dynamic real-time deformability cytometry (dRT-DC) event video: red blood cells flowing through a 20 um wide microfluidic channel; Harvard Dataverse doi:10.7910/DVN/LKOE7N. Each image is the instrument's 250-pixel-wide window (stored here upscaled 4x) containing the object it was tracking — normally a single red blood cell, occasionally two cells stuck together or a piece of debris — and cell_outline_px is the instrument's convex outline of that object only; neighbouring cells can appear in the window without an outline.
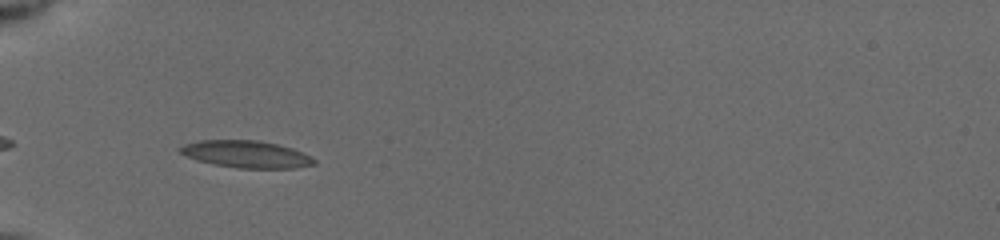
{"species": "common noctule bat (a hibernating species)", "species_latin": "Nyctalus noctula", "temperature_condition": "cold", "stored_images_in_passage": 59, "camera_frame_rate_fps": 3000, "um_per_image_px": 0.085, "animal": {"sex": "female", "body_mass_g": 19.5, "forearm_length_mm": 54.1}, "frame": {"image": 1, "passage_image": 5, "time_ms": 1.0, "image_size_px": [1000, 240], "cell_outline_px": [[316, 164], [292, 168], [236, 168], [212, 164], [196, 160], [180, 152], [176, 148], [184, 144], [200, 140], [256, 140], [276, 144], [292, 148], [304, 152], [312, 156], [316, 160]], "centroid_in_image_um": [20.93, 13.11], "position_along_channel_um": 64.1, "area_um2": 21.27}}
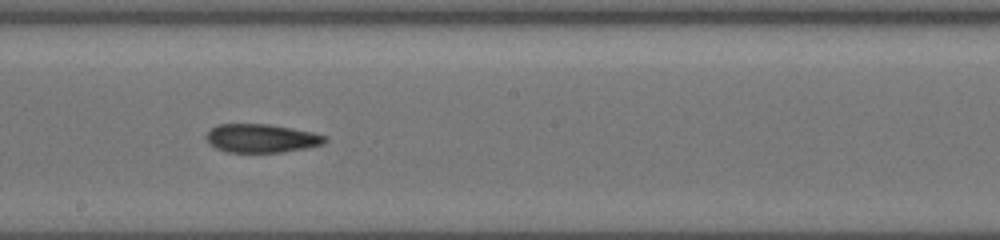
{"frame": {"image": 2, "passage_image": 26, "time_ms": 5.333, "image_size_px": [1000, 240], "cell_outline_px": [[328, 140], [324, 144], [308, 148], [284, 152], [228, 152], [216, 148], [208, 144], [204, 136], [216, 124], [268, 124], [292, 128], [312, 132], [328, 136]], "centroid_in_image_um": [22.24, 11.76], "position_along_channel_um": 226.0, "area_um2": 20.0}}
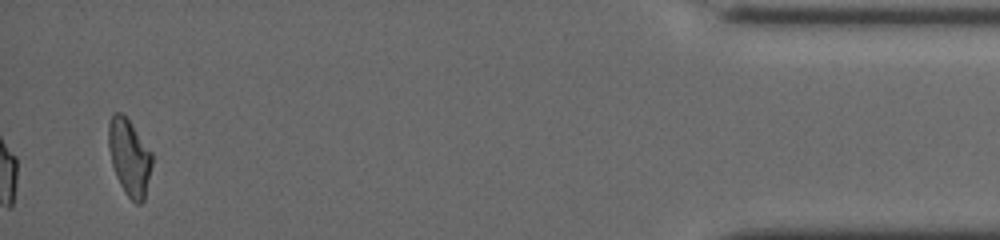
{"frame": {"image": 3, "passage_image": 59, "time_ms": 12.0, "image_size_px": [1000, 240], "cell_outline_px": [[152, 164], [144, 200], [140, 204], [136, 204], [124, 192], [116, 176], [112, 164], [108, 148], [108, 124], [112, 112], [120, 112], [132, 124], [152, 152]], "centroid_in_image_um": [10.98, 13.36], "position_along_channel_um": 424.2, "area_um2": 19.42}, "authors_computed_cell_mechanics": {"area_um2": 19.4786, "velocity_mm_per_s": 3.941, "shape_relaxation_time_tau1_ms": 9.1482, "shape_relaxation_time_tau2_ms": 5.5828, "deformation_change_tau1": 0.2086, "deformation_change_tau2": 0.1537}}